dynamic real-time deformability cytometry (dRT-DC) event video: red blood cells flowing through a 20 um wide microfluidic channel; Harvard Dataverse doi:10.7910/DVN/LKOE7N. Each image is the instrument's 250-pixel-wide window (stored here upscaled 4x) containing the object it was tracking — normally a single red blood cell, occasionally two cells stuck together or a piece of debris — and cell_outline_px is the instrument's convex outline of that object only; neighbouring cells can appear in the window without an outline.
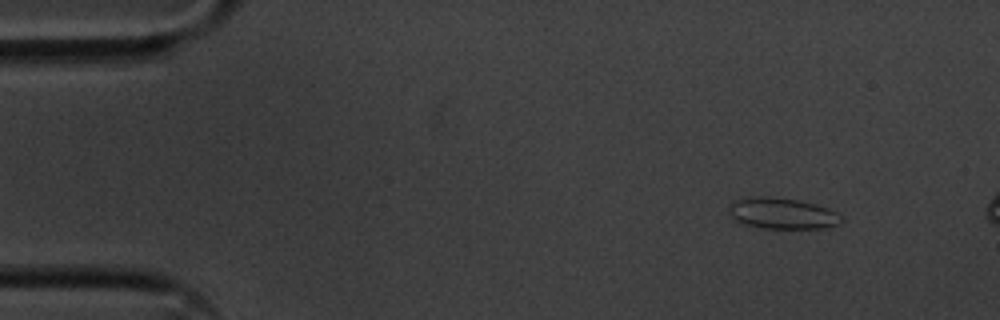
{"species": "common noctule bat (a hibernating species)", "species_latin": "Nyctalus noctula", "temperature_condition": "cold", "stored_images_in_passage": 11, "camera_frame_rate_fps": 3000, "um_per_image_px": 0.085, "animal": {"sex": "male", "body_mass_g": 20.1, "forearm_length_mm": 53.5}, "frame": {"image": 1, "passage_image": 1, "time_ms": 0.0, "image_size_px": [1000, 320], "cell_outline_px": [[844, 220], [840, 224], [824, 228], [764, 228], [744, 224], [736, 220], [728, 212], [728, 208], [736, 200], [752, 196], [768, 196], [800, 200], [816, 204], [828, 208], [844, 216]], "centroid_in_image_um": [66.54, 18.13], "position_along_channel_um": 18.5, "area_um2": 20.52}}